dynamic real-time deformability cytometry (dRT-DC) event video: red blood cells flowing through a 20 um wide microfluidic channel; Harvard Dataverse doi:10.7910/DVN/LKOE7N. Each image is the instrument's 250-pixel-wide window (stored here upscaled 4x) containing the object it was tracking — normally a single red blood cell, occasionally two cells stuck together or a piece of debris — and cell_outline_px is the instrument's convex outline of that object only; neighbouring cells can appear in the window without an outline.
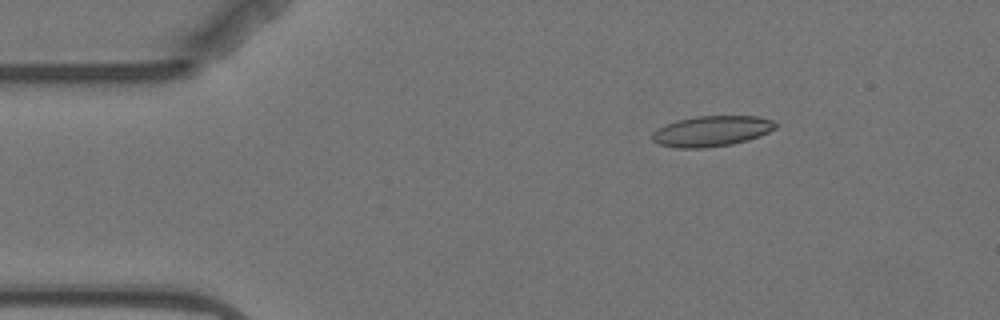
{"species": "Egyptian fruit bat (a non-hibernating species)", "species_latin": "Rousettus aegyptiacus", "temperature_condition": "warm", "stored_images_in_passage": 10, "camera_frame_rate_fps": 3000, "um_per_image_px": 0.085, "animal": {"sex": "female"}, "frame": {"image": 1, "passage_image": 2, "time_ms": 1.333, "image_size_px": [1000, 320], "cell_outline_px": [[776, 128], [760, 136], [748, 140], [732, 144], [704, 148], [676, 148], [660, 144], [652, 140], [652, 132], [676, 120], [696, 116], [756, 116], [776, 120]], "centroid_in_image_um": [60.52, 11.14], "position_along_channel_um": 24.5, "area_um2": 21.96}}
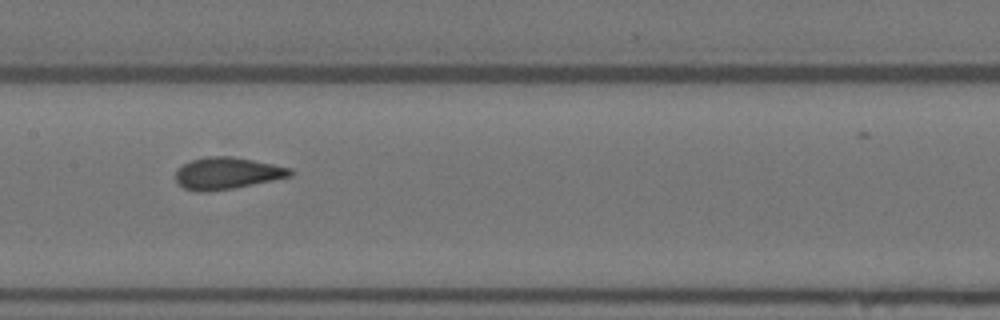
{"frame": {"image": 2, "passage_image": 7, "time_ms": 7.667, "image_size_px": [1000, 320], "cell_outline_px": [[292, 176], [232, 188], [208, 192], [196, 192], [184, 188], [176, 180], [176, 172], [184, 164], [192, 160], [208, 156], [228, 156], [252, 160], [292, 168]], "centroid_in_image_um": [19.29, 14.73], "position_along_channel_um": 188.1, "area_um2": 20.92}}
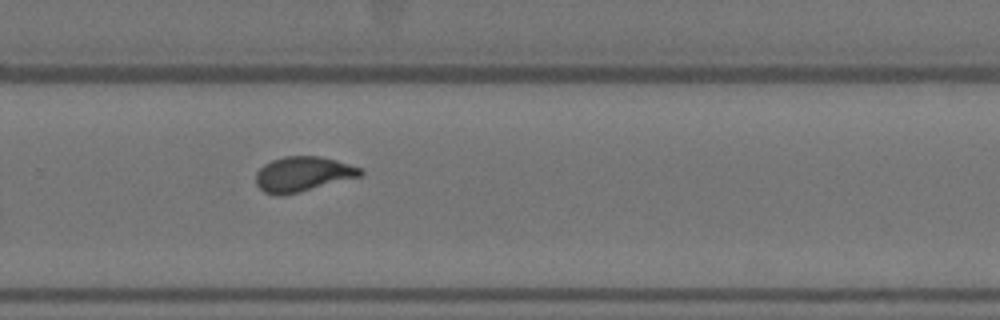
{"frame": {"image": 3, "passage_image": 10, "time_ms": 11.0, "image_size_px": [1000, 320], "cell_outline_px": [[364, 172], [360, 176], [300, 192], [284, 196], [276, 196], [264, 192], [256, 184], [256, 172], [264, 164], [272, 160], [284, 156], [320, 156], [336, 160], [364, 168]], "centroid_in_image_um": [25.73, 14.8], "position_along_channel_um": 304.1, "area_um2": 21.44}}